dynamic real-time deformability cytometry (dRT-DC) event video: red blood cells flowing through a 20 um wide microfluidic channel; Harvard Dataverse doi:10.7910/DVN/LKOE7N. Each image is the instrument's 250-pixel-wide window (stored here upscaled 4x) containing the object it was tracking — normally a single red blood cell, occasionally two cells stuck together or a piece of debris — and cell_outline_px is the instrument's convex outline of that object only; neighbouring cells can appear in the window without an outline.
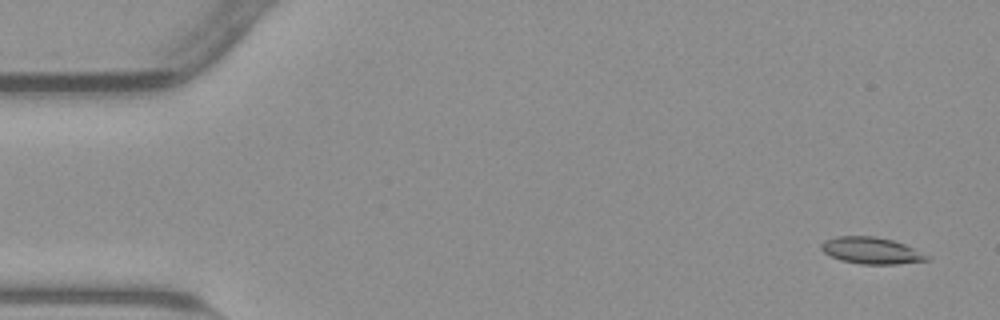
{"species": "common noctule bat (a hibernating species)", "species_latin": "Nyctalus noctula", "temperature_condition": "warm", "stored_images_in_passage": 54, "camera_frame_rate_fps": 3000, "um_per_image_px": 0.085, "animal": {"sex": "male", "body_mass_g": 23.1, "forearm_length_mm": 52.7}, "frame": {"image": 1, "passage_image": 3, "time_ms": 0.667, "image_size_px": [1000, 320], "cell_outline_px": [[932, 256], [928, 260], [896, 264], [860, 264], [840, 260], [824, 252], [820, 248], [820, 244], [824, 240], [840, 236], [876, 236], [892, 240], [904, 244]], "centroid_in_image_um": [74.07, 21.3], "position_along_channel_um": 10.9, "area_um2": 16.42}}
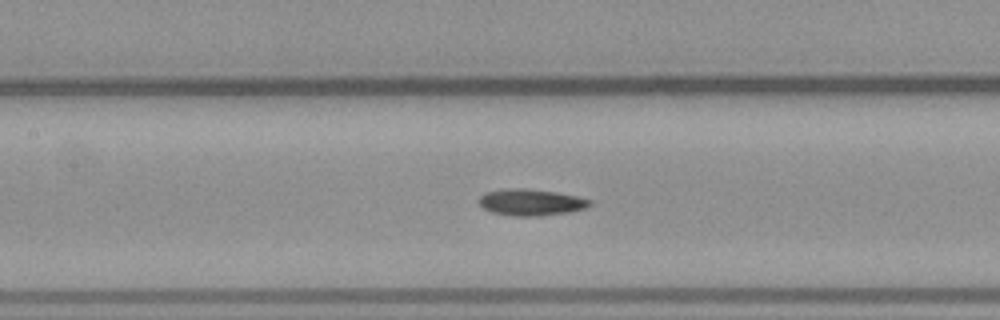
{"frame": {"image": 2, "passage_image": 25, "time_ms": 8.0, "image_size_px": [1000, 320], "cell_outline_px": [[592, 204], [584, 208], [568, 212], [540, 216], [512, 216], [492, 212], [484, 208], [480, 204], [480, 196], [484, 192], [508, 188], [524, 188], [556, 192], [576, 196], [592, 200]], "centroid_in_image_um": [45.13, 17.19], "position_along_channel_um": 162.3, "area_um2": 17.05}}
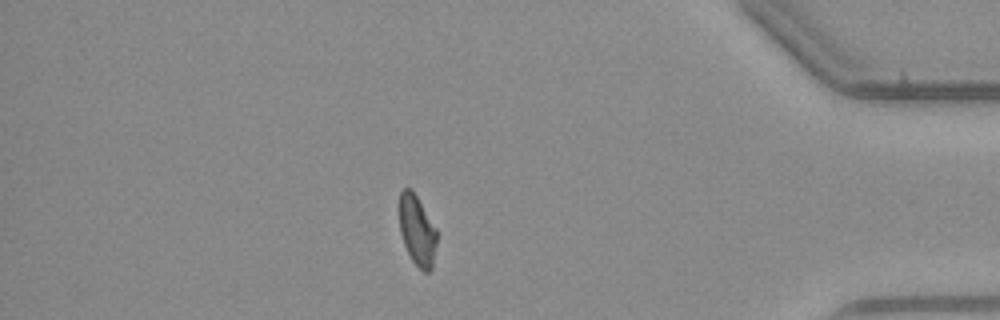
{"frame": {"image": 3, "passage_image": 47, "time_ms": 15.333, "image_size_px": [1000, 320], "cell_outline_px": [[436, 244], [432, 268], [428, 272], [424, 272], [412, 260], [404, 244], [400, 232], [400, 192], [404, 188], [412, 188], [436, 228]], "centroid_in_image_um": [35.46, 19.57], "position_along_channel_um": 399.7, "area_um2": 15.14}, "authors_computed_cell_mechanics": {"area_um2": 16.3574, "velocity_mm_per_s": 3.8163, "shape_relaxation_time_tau1_ms": null, "shape_relaxation_time_tau2_ms": 9.6197, "deformation_change_tau1": null, "deformation_change_tau2": 0.1512}}